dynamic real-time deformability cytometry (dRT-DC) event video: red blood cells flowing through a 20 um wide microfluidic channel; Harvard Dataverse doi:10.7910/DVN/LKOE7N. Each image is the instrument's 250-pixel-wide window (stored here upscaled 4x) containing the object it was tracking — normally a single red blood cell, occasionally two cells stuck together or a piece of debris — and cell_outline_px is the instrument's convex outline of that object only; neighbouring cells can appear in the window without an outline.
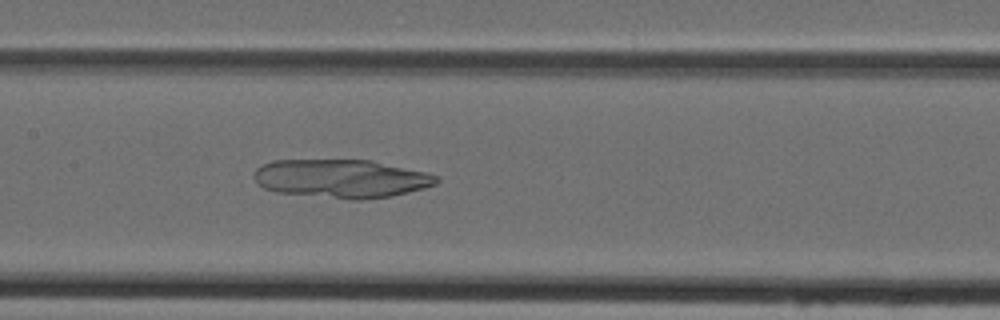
{"species": "Egyptian fruit bat (a non-hibernating species)", "species_latin": "Rousettus aegyptiacus", "temperature_condition": "cold", "stored_images_in_passage": 47, "camera_frame_rate_fps": 3000, "um_per_image_px": 0.085, "animal": {"sex": "female"}, "frame": {"image": 1, "passage_image": 23, "time_ms": 7.333, "image_size_px": [1000, 320], "cell_outline_px": [[440, 180], [436, 184], [424, 188], [392, 196], [360, 200], [352, 200], [276, 192], [264, 188], [252, 176], [256, 168], [272, 160], [372, 160], [428, 172], [440, 176]], "centroid_in_image_um": [29.05, 15.18], "position_along_channel_um": 178.3, "area_um2": 41.21}}
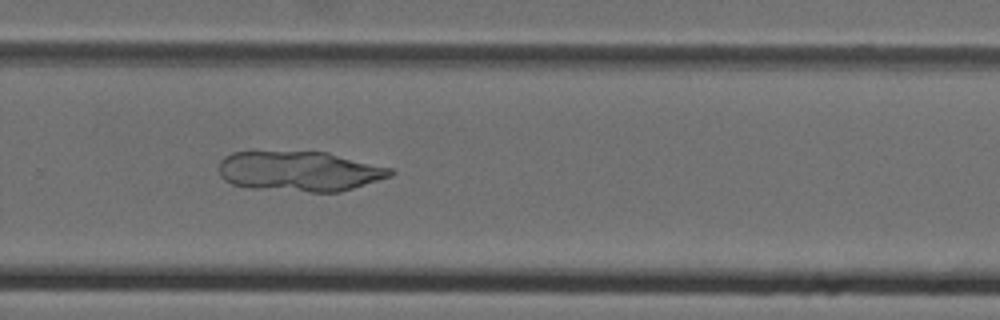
{"frame": {"image": 2, "passage_image": 32, "time_ms": 10.333, "image_size_px": [1000, 320], "cell_outline_px": [[396, 172], [392, 176], [340, 192], [308, 192], [252, 188], [232, 184], [224, 180], [220, 176], [220, 160], [224, 156], [232, 152], [328, 152], [392, 168]], "centroid_in_image_um": [25.49, 14.56], "position_along_channel_um": 304.3, "area_um2": 40.17}}
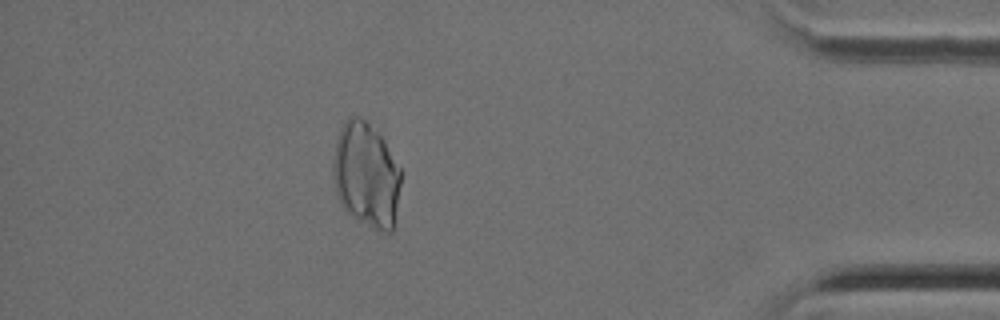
{"frame": {"image": 3, "passage_image": 42, "time_ms": 13.667, "image_size_px": [1000, 320], "cell_outline_px": [[400, 184], [392, 232], [384, 232], [372, 228], [344, 212], [336, 196], [332, 172], [332, 160], [336, 140], [340, 128], [344, 120], [348, 116], [360, 116], [368, 120], [380, 132], [400, 168]], "centroid_in_image_um": [31.09, 14.82], "position_along_channel_um": 404.1, "area_um2": 42.31}}